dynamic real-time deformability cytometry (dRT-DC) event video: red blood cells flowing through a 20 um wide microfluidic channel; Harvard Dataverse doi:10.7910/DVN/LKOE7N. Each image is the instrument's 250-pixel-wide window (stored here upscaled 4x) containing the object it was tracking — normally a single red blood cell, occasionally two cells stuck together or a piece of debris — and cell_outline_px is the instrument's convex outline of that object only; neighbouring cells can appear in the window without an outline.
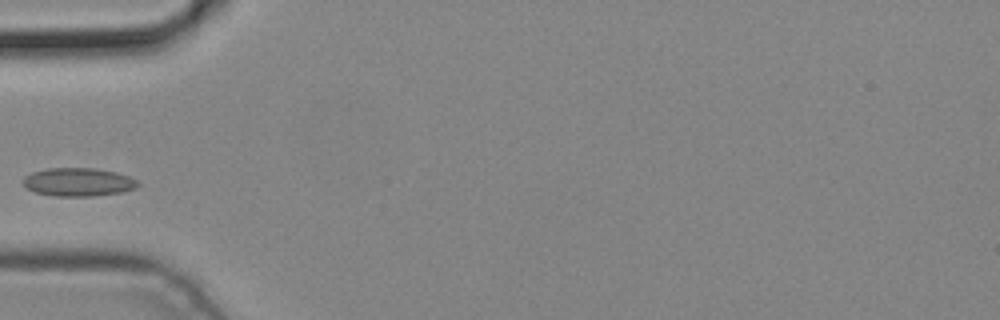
{"species": "common noctule bat (a hibernating species)", "species_latin": "Nyctalus noctula", "temperature_condition": "cold", "stored_images_in_passage": 2, "camera_frame_rate_fps": 3000, "um_per_image_px": 0.085, "animal": {"sex": "male", "body_mass_g": 19.2, "forearm_length_mm": 51.8}, "frame": {"image": 1, "passage_image": 2, "time_ms": 0.333, "image_size_px": [1000, 320], "cell_outline_px": [[140, 184], [136, 188], [124, 192], [92, 196], [52, 196], [36, 192], [28, 188], [24, 184], [24, 176], [32, 172], [48, 168], [96, 168], [116, 172], [128, 176], [136, 180]], "centroid_in_image_um": [6.68, 15.47], "position_along_channel_um": 78.3, "area_um2": 18.96}}